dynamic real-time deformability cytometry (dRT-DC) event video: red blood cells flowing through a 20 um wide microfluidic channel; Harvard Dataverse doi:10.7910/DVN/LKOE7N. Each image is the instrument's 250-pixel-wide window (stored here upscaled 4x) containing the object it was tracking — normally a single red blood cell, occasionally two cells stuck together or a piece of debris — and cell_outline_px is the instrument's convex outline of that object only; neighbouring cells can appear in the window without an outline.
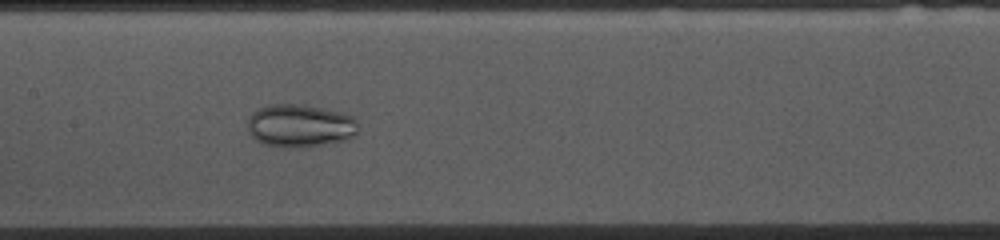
{"species": "common noctule bat (a hibernating species)", "species_latin": "Nyctalus noctula", "temperature_condition": "cold", "stored_images_in_passage": 55, "camera_frame_rate_fps": 3000, "um_per_image_px": 0.085, "animal": {"sex": "female", "body_mass_g": 10.0, "forearm_length_mm": 53.1}, "frame": {"image": 1, "passage_image": 25, "time_ms": 8.0, "image_size_px": [1000, 240], "cell_outline_px": [[356, 132], [348, 140], [304, 148], [280, 148], [264, 144], [256, 140], [248, 132], [248, 116], [252, 112], [268, 104], [308, 104], [344, 112], [356, 116]], "centroid_in_image_um": [25.51, 10.68], "position_along_channel_um": 181.9, "area_um2": 28.44}}
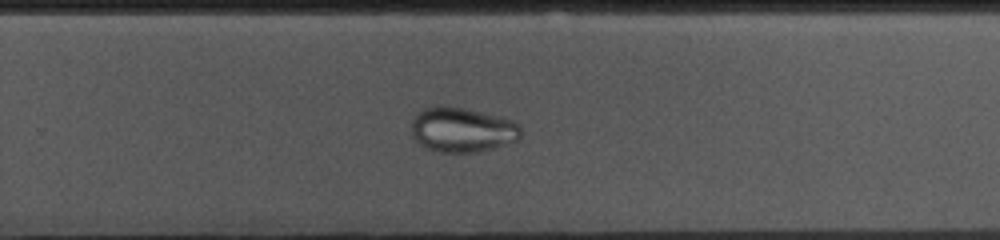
{"frame": {"image": 2, "passage_image": 34, "time_ms": 11.0, "image_size_px": [1000, 240], "cell_outline_px": [[520, 136], [516, 140], [492, 148], [476, 152], [440, 152], [424, 148], [412, 136], [412, 120], [416, 112], [420, 108], [436, 104], [440, 104], [464, 108], [512, 120], [520, 124]], "centroid_in_image_um": [39.21, 11.0], "position_along_channel_um": 290.6, "area_um2": 28.73}}
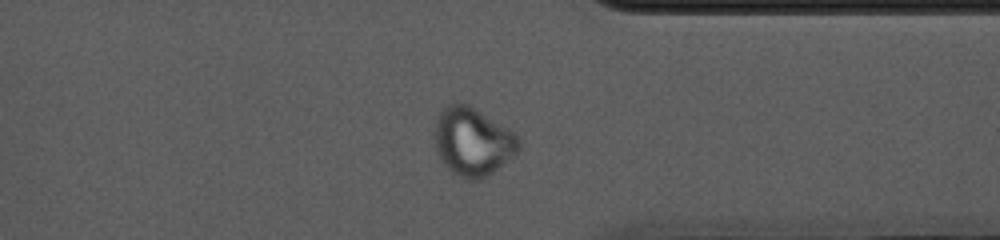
{"frame": {"image": 3, "passage_image": 41, "time_ms": 13.333, "image_size_px": [1000, 240], "cell_outline_px": [[520, 152], [488, 176], [476, 180], [468, 180], [452, 172], [444, 164], [436, 152], [432, 136], [432, 132], [436, 116], [444, 104], [468, 104], [516, 132], [520, 136]], "centroid_in_image_um": [40.17, 12.03], "position_along_channel_um": 371.2, "area_um2": 34.33}}